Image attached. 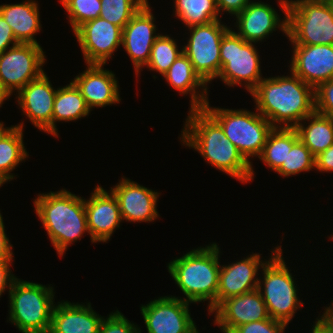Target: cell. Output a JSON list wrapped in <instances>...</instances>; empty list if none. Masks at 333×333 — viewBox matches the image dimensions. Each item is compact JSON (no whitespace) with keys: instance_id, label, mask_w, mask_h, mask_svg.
Returning a JSON list of instances; mask_svg holds the SVG:
<instances>
[{"instance_id":"obj_2","label":"cell","mask_w":333,"mask_h":333,"mask_svg":"<svg viewBox=\"0 0 333 333\" xmlns=\"http://www.w3.org/2000/svg\"><path fill=\"white\" fill-rule=\"evenodd\" d=\"M290 73L289 76L264 77L250 93L256 111L273 127L295 128L315 112V89Z\"/></svg>"},{"instance_id":"obj_39","label":"cell","mask_w":333,"mask_h":333,"mask_svg":"<svg viewBox=\"0 0 333 333\" xmlns=\"http://www.w3.org/2000/svg\"><path fill=\"white\" fill-rule=\"evenodd\" d=\"M11 44L12 46H10ZM17 44L19 42L16 40L12 28L0 15V54Z\"/></svg>"},{"instance_id":"obj_30","label":"cell","mask_w":333,"mask_h":333,"mask_svg":"<svg viewBox=\"0 0 333 333\" xmlns=\"http://www.w3.org/2000/svg\"><path fill=\"white\" fill-rule=\"evenodd\" d=\"M174 5L176 17L188 28L219 20L216 0H175Z\"/></svg>"},{"instance_id":"obj_20","label":"cell","mask_w":333,"mask_h":333,"mask_svg":"<svg viewBox=\"0 0 333 333\" xmlns=\"http://www.w3.org/2000/svg\"><path fill=\"white\" fill-rule=\"evenodd\" d=\"M116 196L122 220L129 222H153L159 215V192L148 189L129 178H123L110 189Z\"/></svg>"},{"instance_id":"obj_46","label":"cell","mask_w":333,"mask_h":333,"mask_svg":"<svg viewBox=\"0 0 333 333\" xmlns=\"http://www.w3.org/2000/svg\"><path fill=\"white\" fill-rule=\"evenodd\" d=\"M4 122H0V137L10 128V127H4Z\"/></svg>"},{"instance_id":"obj_35","label":"cell","mask_w":333,"mask_h":333,"mask_svg":"<svg viewBox=\"0 0 333 333\" xmlns=\"http://www.w3.org/2000/svg\"><path fill=\"white\" fill-rule=\"evenodd\" d=\"M98 333H141L138 325L131 323L119 310L103 318Z\"/></svg>"},{"instance_id":"obj_11","label":"cell","mask_w":333,"mask_h":333,"mask_svg":"<svg viewBox=\"0 0 333 333\" xmlns=\"http://www.w3.org/2000/svg\"><path fill=\"white\" fill-rule=\"evenodd\" d=\"M43 48L32 43H19L0 54V82L12 94L43 73L46 62Z\"/></svg>"},{"instance_id":"obj_29","label":"cell","mask_w":333,"mask_h":333,"mask_svg":"<svg viewBox=\"0 0 333 333\" xmlns=\"http://www.w3.org/2000/svg\"><path fill=\"white\" fill-rule=\"evenodd\" d=\"M298 140L295 128L274 127L270 131L258 158L276 172L281 165H286L288 146H293Z\"/></svg>"},{"instance_id":"obj_34","label":"cell","mask_w":333,"mask_h":333,"mask_svg":"<svg viewBox=\"0 0 333 333\" xmlns=\"http://www.w3.org/2000/svg\"><path fill=\"white\" fill-rule=\"evenodd\" d=\"M67 11L73 32L83 23L96 19L102 9L101 0H60Z\"/></svg>"},{"instance_id":"obj_26","label":"cell","mask_w":333,"mask_h":333,"mask_svg":"<svg viewBox=\"0 0 333 333\" xmlns=\"http://www.w3.org/2000/svg\"><path fill=\"white\" fill-rule=\"evenodd\" d=\"M90 112L80 90L72 81L65 87L57 88L52 114L53 137H58L57 121H75L88 116Z\"/></svg>"},{"instance_id":"obj_1","label":"cell","mask_w":333,"mask_h":333,"mask_svg":"<svg viewBox=\"0 0 333 333\" xmlns=\"http://www.w3.org/2000/svg\"><path fill=\"white\" fill-rule=\"evenodd\" d=\"M179 140L221 172L248 183L254 178L252 163L225 136L220 124L204 109H189Z\"/></svg>"},{"instance_id":"obj_6","label":"cell","mask_w":333,"mask_h":333,"mask_svg":"<svg viewBox=\"0 0 333 333\" xmlns=\"http://www.w3.org/2000/svg\"><path fill=\"white\" fill-rule=\"evenodd\" d=\"M281 248L282 246L278 245L274 247L269 260L261 267L264 276L262 280L259 279L257 289L266 304L269 316L288 325L304 303L297 296L296 283L291 269L285 264Z\"/></svg>"},{"instance_id":"obj_5","label":"cell","mask_w":333,"mask_h":333,"mask_svg":"<svg viewBox=\"0 0 333 333\" xmlns=\"http://www.w3.org/2000/svg\"><path fill=\"white\" fill-rule=\"evenodd\" d=\"M9 290V321L22 333H49L54 287L16 279Z\"/></svg>"},{"instance_id":"obj_7","label":"cell","mask_w":333,"mask_h":333,"mask_svg":"<svg viewBox=\"0 0 333 333\" xmlns=\"http://www.w3.org/2000/svg\"><path fill=\"white\" fill-rule=\"evenodd\" d=\"M204 109L220 124L225 136L248 162L251 156H260L274 127L258 111L211 107L209 101Z\"/></svg>"},{"instance_id":"obj_8","label":"cell","mask_w":333,"mask_h":333,"mask_svg":"<svg viewBox=\"0 0 333 333\" xmlns=\"http://www.w3.org/2000/svg\"><path fill=\"white\" fill-rule=\"evenodd\" d=\"M287 21L292 45H333V5L289 0Z\"/></svg>"},{"instance_id":"obj_25","label":"cell","mask_w":333,"mask_h":333,"mask_svg":"<svg viewBox=\"0 0 333 333\" xmlns=\"http://www.w3.org/2000/svg\"><path fill=\"white\" fill-rule=\"evenodd\" d=\"M38 7V3L34 0L0 5V15L12 28L19 43L40 45L34 37L42 28Z\"/></svg>"},{"instance_id":"obj_19","label":"cell","mask_w":333,"mask_h":333,"mask_svg":"<svg viewBox=\"0 0 333 333\" xmlns=\"http://www.w3.org/2000/svg\"><path fill=\"white\" fill-rule=\"evenodd\" d=\"M44 72L17 92L16 101L32 124L52 135V114L57 89Z\"/></svg>"},{"instance_id":"obj_41","label":"cell","mask_w":333,"mask_h":333,"mask_svg":"<svg viewBox=\"0 0 333 333\" xmlns=\"http://www.w3.org/2000/svg\"><path fill=\"white\" fill-rule=\"evenodd\" d=\"M315 169L319 172H333V144L315 157Z\"/></svg>"},{"instance_id":"obj_36","label":"cell","mask_w":333,"mask_h":333,"mask_svg":"<svg viewBox=\"0 0 333 333\" xmlns=\"http://www.w3.org/2000/svg\"><path fill=\"white\" fill-rule=\"evenodd\" d=\"M287 324L271 317L261 321L242 324L231 333H285Z\"/></svg>"},{"instance_id":"obj_37","label":"cell","mask_w":333,"mask_h":333,"mask_svg":"<svg viewBox=\"0 0 333 333\" xmlns=\"http://www.w3.org/2000/svg\"><path fill=\"white\" fill-rule=\"evenodd\" d=\"M315 112L333 119V79L315 89Z\"/></svg>"},{"instance_id":"obj_45","label":"cell","mask_w":333,"mask_h":333,"mask_svg":"<svg viewBox=\"0 0 333 333\" xmlns=\"http://www.w3.org/2000/svg\"><path fill=\"white\" fill-rule=\"evenodd\" d=\"M11 95L12 94L0 82V107L4 104L3 101L9 99Z\"/></svg>"},{"instance_id":"obj_28","label":"cell","mask_w":333,"mask_h":333,"mask_svg":"<svg viewBox=\"0 0 333 333\" xmlns=\"http://www.w3.org/2000/svg\"><path fill=\"white\" fill-rule=\"evenodd\" d=\"M23 122L10 126L0 137V181L4 184L13 180L12 172L28 156L23 142Z\"/></svg>"},{"instance_id":"obj_38","label":"cell","mask_w":333,"mask_h":333,"mask_svg":"<svg viewBox=\"0 0 333 333\" xmlns=\"http://www.w3.org/2000/svg\"><path fill=\"white\" fill-rule=\"evenodd\" d=\"M13 245L10 243L7 234L5 233V225L3 223V217L0 213V264L12 263L13 261Z\"/></svg>"},{"instance_id":"obj_24","label":"cell","mask_w":333,"mask_h":333,"mask_svg":"<svg viewBox=\"0 0 333 333\" xmlns=\"http://www.w3.org/2000/svg\"><path fill=\"white\" fill-rule=\"evenodd\" d=\"M163 77L180 94H189L191 96L190 109L204 108L205 104L209 101L207 97V84L195 72L192 63L183 52Z\"/></svg>"},{"instance_id":"obj_48","label":"cell","mask_w":333,"mask_h":333,"mask_svg":"<svg viewBox=\"0 0 333 333\" xmlns=\"http://www.w3.org/2000/svg\"><path fill=\"white\" fill-rule=\"evenodd\" d=\"M191 333H199L197 327Z\"/></svg>"},{"instance_id":"obj_12","label":"cell","mask_w":333,"mask_h":333,"mask_svg":"<svg viewBox=\"0 0 333 333\" xmlns=\"http://www.w3.org/2000/svg\"><path fill=\"white\" fill-rule=\"evenodd\" d=\"M190 304L172 295L142 304L140 311L147 333H191L196 325L189 312Z\"/></svg>"},{"instance_id":"obj_13","label":"cell","mask_w":333,"mask_h":333,"mask_svg":"<svg viewBox=\"0 0 333 333\" xmlns=\"http://www.w3.org/2000/svg\"><path fill=\"white\" fill-rule=\"evenodd\" d=\"M123 29L100 17L79 26L74 35L87 64L105 65L122 45Z\"/></svg>"},{"instance_id":"obj_43","label":"cell","mask_w":333,"mask_h":333,"mask_svg":"<svg viewBox=\"0 0 333 333\" xmlns=\"http://www.w3.org/2000/svg\"><path fill=\"white\" fill-rule=\"evenodd\" d=\"M320 317L319 319L327 326L328 333H333V300L329 307L326 306L323 315Z\"/></svg>"},{"instance_id":"obj_42","label":"cell","mask_w":333,"mask_h":333,"mask_svg":"<svg viewBox=\"0 0 333 333\" xmlns=\"http://www.w3.org/2000/svg\"><path fill=\"white\" fill-rule=\"evenodd\" d=\"M11 263H1L0 264V297L6 289H10L13 282L17 279L12 270L9 268Z\"/></svg>"},{"instance_id":"obj_32","label":"cell","mask_w":333,"mask_h":333,"mask_svg":"<svg viewBox=\"0 0 333 333\" xmlns=\"http://www.w3.org/2000/svg\"><path fill=\"white\" fill-rule=\"evenodd\" d=\"M147 2L148 0H101L99 17L123 29Z\"/></svg>"},{"instance_id":"obj_40","label":"cell","mask_w":333,"mask_h":333,"mask_svg":"<svg viewBox=\"0 0 333 333\" xmlns=\"http://www.w3.org/2000/svg\"><path fill=\"white\" fill-rule=\"evenodd\" d=\"M250 0H216L217 9L219 14L221 12H228L237 16L248 4Z\"/></svg>"},{"instance_id":"obj_4","label":"cell","mask_w":333,"mask_h":333,"mask_svg":"<svg viewBox=\"0 0 333 333\" xmlns=\"http://www.w3.org/2000/svg\"><path fill=\"white\" fill-rule=\"evenodd\" d=\"M34 209L59 257L71 245L88 233L85 198L66 189L40 193L34 199Z\"/></svg>"},{"instance_id":"obj_49","label":"cell","mask_w":333,"mask_h":333,"mask_svg":"<svg viewBox=\"0 0 333 333\" xmlns=\"http://www.w3.org/2000/svg\"><path fill=\"white\" fill-rule=\"evenodd\" d=\"M3 184H4V183L0 181V187H2V186H3Z\"/></svg>"},{"instance_id":"obj_10","label":"cell","mask_w":333,"mask_h":333,"mask_svg":"<svg viewBox=\"0 0 333 333\" xmlns=\"http://www.w3.org/2000/svg\"><path fill=\"white\" fill-rule=\"evenodd\" d=\"M220 20L189 27L190 37L183 45L195 72L207 84L217 79L221 71L220 47L224 34L230 29Z\"/></svg>"},{"instance_id":"obj_9","label":"cell","mask_w":333,"mask_h":333,"mask_svg":"<svg viewBox=\"0 0 333 333\" xmlns=\"http://www.w3.org/2000/svg\"><path fill=\"white\" fill-rule=\"evenodd\" d=\"M254 44L256 43L245 41L230 28L221 41V71L217 78L229 87L243 84L251 93L263 79L261 59Z\"/></svg>"},{"instance_id":"obj_3","label":"cell","mask_w":333,"mask_h":333,"mask_svg":"<svg viewBox=\"0 0 333 333\" xmlns=\"http://www.w3.org/2000/svg\"><path fill=\"white\" fill-rule=\"evenodd\" d=\"M220 248L216 243L198 247L168 263V272L189 303L208 301V314L217 307Z\"/></svg>"},{"instance_id":"obj_23","label":"cell","mask_w":333,"mask_h":333,"mask_svg":"<svg viewBox=\"0 0 333 333\" xmlns=\"http://www.w3.org/2000/svg\"><path fill=\"white\" fill-rule=\"evenodd\" d=\"M102 320L90 302L61 301L54 305L49 333H98Z\"/></svg>"},{"instance_id":"obj_22","label":"cell","mask_w":333,"mask_h":333,"mask_svg":"<svg viewBox=\"0 0 333 333\" xmlns=\"http://www.w3.org/2000/svg\"><path fill=\"white\" fill-rule=\"evenodd\" d=\"M259 253L246 256L240 261L221 266L217 290V306L225 299L238 296L258 288L256 277L260 267L267 261Z\"/></svg>"},{"instance_id":"obj_16","label":"cell","mask_w":333,"mask_h":333,"mask_svg":"<svg viewBox=\"0 0 333 333\" xmlns=\"http://www.w3.org/2000/svg\"><path fill=\"white\" fill-rule=\"evenodd\" d=\"M85 211L92 243L109 241L123 221L116 196L100 185L94 188L88 200L85 199Z\"/></svg>"},{"instance_id":"obj_18","label":"cell","mask_w":333,"mask_h":333,"mask_svg":"<svg viewBox=\"0 0 333 333\" xmlns=\"http://www.w3.org/2000/svg\"><path fill=\"white\" fill-rule=\"evenodd\" d=\"M290 72L316 89L333 79V45H292Z\"/></svg>"},{"instance_id":"obj_17","label":"cell","mask_w":333,"mask_h":333,"mask_svg":"<svg viewBox=\"0 0 333 333\" xmlns=\"http://www.w3.org/2000/svg\"><path fill=\"white\" fill-rule=\"evenodd\" d=\"M214 324L223 333L250 322L268 319L266 304L258 289L223 300L212 312Z\"/></svg>"},{"instance_id":"obj_14","label":"cell","mask_w":333,"mask_h":333,"mask_svg":"<svg viewBox=\"0 0 333 333\" xmlns=\"http://www.w3.org/2000/svg\"><path fill=\"white\" fill-rule=\"evenodd\" d=\"M284 13L283 20L272 5L258 1L249 4L235 17L237 34L247 42H262L279 28L287 37V10L289 0H277ZM282 20V21H281ZM277 28V29H276Z\"/></svg>"},{"instance_id":"obj_21","label":"cell","mask_w":333,"mask_h":333,"mask_svg":"<svg viewBox=\"0 0 333 333\" xmlns=\"http://www.w3.org/2000/svg\"><path fill=\"white\" fill-rule=\"evenodd\" d=\"M103 66L105 65L87 64L86 70L72 80L90 110L93 107L119 104L121 100L114 72L104 69Z\"/></svg>"},{"instance_id":"obj_47","label":"cell","mask_w":333,"mask_h":333,"mask_svg":"<svg viewBox=\"0 0 333 333\" xmlns=\"http://www.w3.org/2000/svg\"><path fill=\"white\" fill-rule=\"evenodd\" d=\"M318 3L330 4L333 5V0H313Z\"/></svg>"},{"instance_id":"obj_33","label":"cell","mask_w":333,"mask_h":333,"mask_svg":"<svg viewBox=\"0 0 333 333\" xmlns=\"http://www.w3.org/2000/svg\"><path fill=\"white\" fill-rule=\"evenodd\" d=\"M312 169H315V156L299 139L293 146H288L286 165H281L276 173L289 177Z\"/></svg>"},{"instance_id":"obj_15","label":"cell","mask_w":333,"mask_h":333,"mask_svg":"<svg viewBox=\"0 0 333 333\" xmlns=\"http://www.w3.org/2000/svg\"><path fill=\"white\" fill-rule=\"evenodd\" d=\"M151 8L147 2L123 28L122 46L134 65L137 77L149 61L153 43L160 35L156 33Z\"/></svg>"},{"instance_id":"obj_44","label":"cell","mask_w":333,"mask_h":333,"mask_svg":"<svg viewBox=\"0 0 333 333\" xmlns=\"http://www.w3.org/2000/svg\"><path fill=\"white\" fill-rule=\"evenodd\" d=\"M311 333H328L327 326L318 318H316L315 324L312 325Z\"/></svg>"},{"instance_id":"obj_27","label":"cell","mask_w":333,"mask_h":333,"mask_svg":"<svg viewBox=\"0 0 333 333\" xmlns=\"http://www.w3.org/2000/svg\"><path fill=\"white\" fill-rule=\"evenodd\" d=\"M302 121L295 127L298 137L316 157L333 144V119L314 112Z\"/></svg>"},{"instance_id":"obj_31","label":"cell","mask_w":333,"mask_h":333,"mask_svg":"<svg viewBox=\"0 0 333 333\" xmlns=\"http://www.w3.org/2000/svg\"><path fill=\"white\" fill-rule=\"evenodd\" d=\"M175 40L174 38H170L169 35L160 34L153 43L146 68L156 71L163 76L183 52V48L179 50Z\"/></svg>"}]
</instances>
